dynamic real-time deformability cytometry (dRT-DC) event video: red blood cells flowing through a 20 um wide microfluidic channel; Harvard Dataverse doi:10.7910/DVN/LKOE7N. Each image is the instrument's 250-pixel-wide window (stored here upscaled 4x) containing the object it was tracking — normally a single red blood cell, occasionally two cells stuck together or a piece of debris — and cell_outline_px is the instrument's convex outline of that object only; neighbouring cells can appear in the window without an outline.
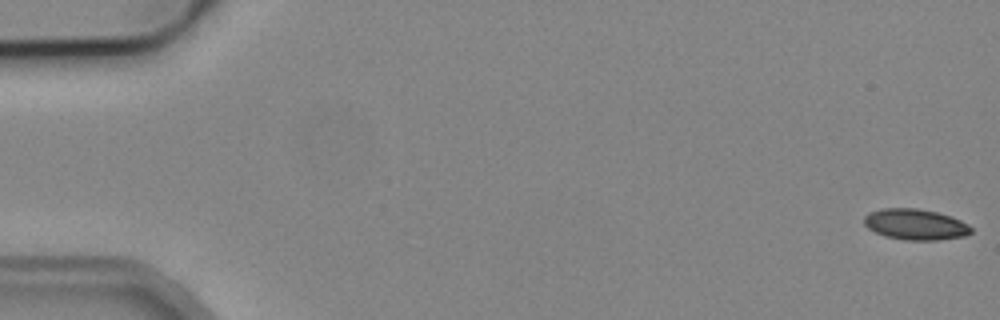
{"species": "common noctule bat (a hibernating species)", "species_latin": "Nyctalus noctula", "temperature_condition": "cold", "stored_images_in_passage": 8, "camera_frame_rate_fps": 3000, "um_per_image_px": 0.085, "animal": {"sex": "male", "body_mass_g": 19.2, "forearm_length_mm": 51.8}, "frame": {"image": 1, "passage_image": 1, "time_ms": 0.0, "image_size_px": [1000, 320], "cell_outline_px": [[972, 232], [964, 236], [940, 240], [904, 240], [884, 236], [868, 228], [864, 224], [864, 216], [868, 212], [880, 208], [916, 208], [936, 212], [952, 216], [968, 224], [972, 228]], "centroid_in_image_um": [77.8, 19.07], "position_along_channel_um": 7.2, "area_um2": 19.42}}
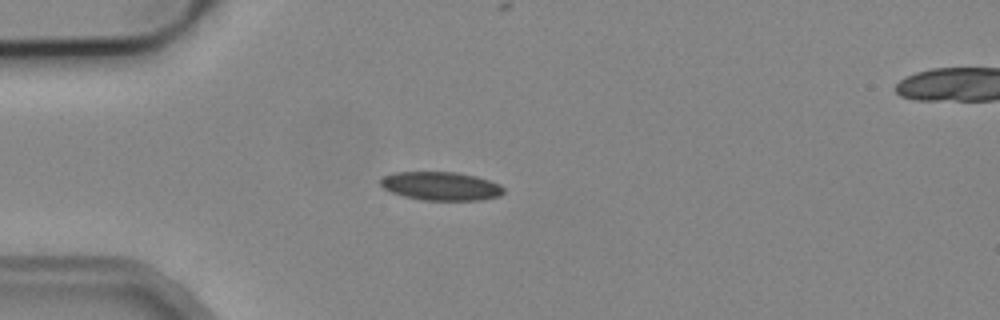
{"frame": {"image": 2, "passage_image": 5, "time_ms": 4.667, "image_size_px": [1000, 320], "cell_outline_px": [[504, 192], [500, 196], [480, 200], [424, 200], [404, 196], [392, 192], [384, 188], [380, 184], [380, 180], [384, 176], [392, 172], [456, 172], [476, 176], [500, 184], [504, 188]], "centroid_in_image_um": [37.49, 15.81], "position_along_channel_um": 47.5, "area_um2": 20.46}}